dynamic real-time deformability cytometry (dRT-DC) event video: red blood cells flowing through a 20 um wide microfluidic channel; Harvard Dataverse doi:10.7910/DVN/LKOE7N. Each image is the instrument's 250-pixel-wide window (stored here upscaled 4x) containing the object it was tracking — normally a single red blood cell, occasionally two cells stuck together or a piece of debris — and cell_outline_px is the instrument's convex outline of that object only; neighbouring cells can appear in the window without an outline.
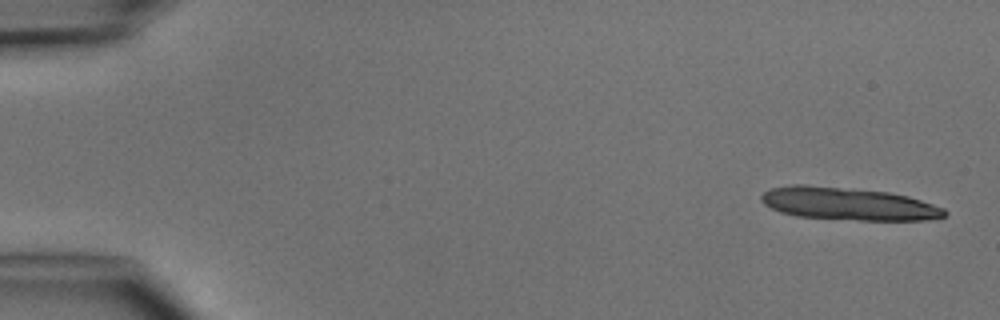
{"species": "common noctule bat (a hibernating species)", "species_latin": "Nyctalus noctula", "temperature_condition": "cold", "stored_images_in_passage": 4, "camera_frame_rate_fps": 3000, "um_per_image_px": 0.085, "animal": {"sex": "male", "body_mass_g": 15.6}, "frame": {"image": 1, "passage_image": 1, "time_ms": 0.0, "image_size_px": [1000, 320], "cell_outline_px": [[948, 212], [944, 216], [924, 220], [860, 220], [796, 216], [780, 212], [764, 204], [760, 200], [760, 196], [764, 192], [772, 188], [792, 184], [804, 184], [852, 188], [888, 192], [908, 196], [944, 208]], "centroid_in_image_um": [72.07, 17.31], "position_along_channel_um": 12.9, "area_um2": 34.85}}